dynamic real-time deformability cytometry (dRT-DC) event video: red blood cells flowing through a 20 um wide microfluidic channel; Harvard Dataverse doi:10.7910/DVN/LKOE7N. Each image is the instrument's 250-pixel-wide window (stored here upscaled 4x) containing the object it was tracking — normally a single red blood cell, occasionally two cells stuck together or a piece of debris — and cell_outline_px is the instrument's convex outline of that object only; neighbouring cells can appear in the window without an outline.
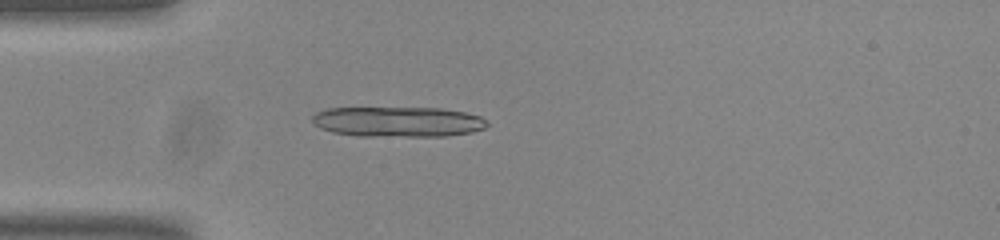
{"species": "common noctule bat (a hibernating species)", "species_latin": "Nyctalus noctula", "temperature_condition": "room temperature", "stored_images_in_passage": 2, "camera_frame_rate_fps": 3000, "um_per_image_px": 0.085, "animal": {"sex": "male", "body_mass_g": 20.0, "forearm_length_mm": 53.3}, "frame": {"image": 1, "passage_image": 1, "time_ms": 0.0, "image_size_px": [1000, 240], "cell_outline_px": [[472, 116], [460, 132], [348, 132], [344, 108], [380, 108], [452, 112]], "centroid_in_image_um": [34.29, 10.26], "position_along_channel_um": 50.7, "area_um2": 19.25}}